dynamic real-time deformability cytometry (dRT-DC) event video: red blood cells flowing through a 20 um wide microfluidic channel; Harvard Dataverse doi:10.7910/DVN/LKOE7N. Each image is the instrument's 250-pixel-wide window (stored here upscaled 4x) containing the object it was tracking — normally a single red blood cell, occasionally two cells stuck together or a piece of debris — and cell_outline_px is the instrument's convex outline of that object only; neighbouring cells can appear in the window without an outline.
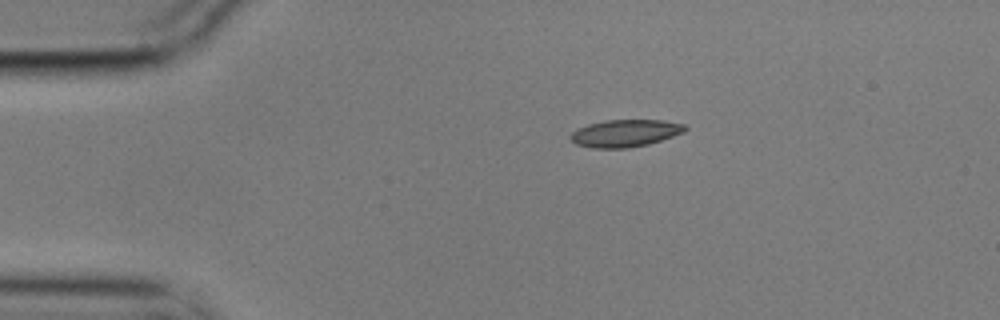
{"species": "common noctule bat (a hibernating species)", "species_latin": "Nyctalus noctula", "temperature_condition": "cold", "stored_images_in_passage": 6, "camera_frame_rate_fps": 3000, "um_per_image_px": 0.085, "animal": {"sex": "male", "body_mass_g": 17.9}, "frame": {"image": 1, "passage_image": 1, "time_ms": 0.0, "image_size_px": [1000, 320], "cell_outline_px": [[688, 128], [684, 132], [648, 144], [628, 148], [592, 148], [576, 144], [568, 136], [572, 132], [588, 124], [604, 120], [660, 120], [684, 124]], "centroid_in_image_um": [53.12, 11.32], "position_along_channel_um": 31.9, "area_um2": 18.09}}
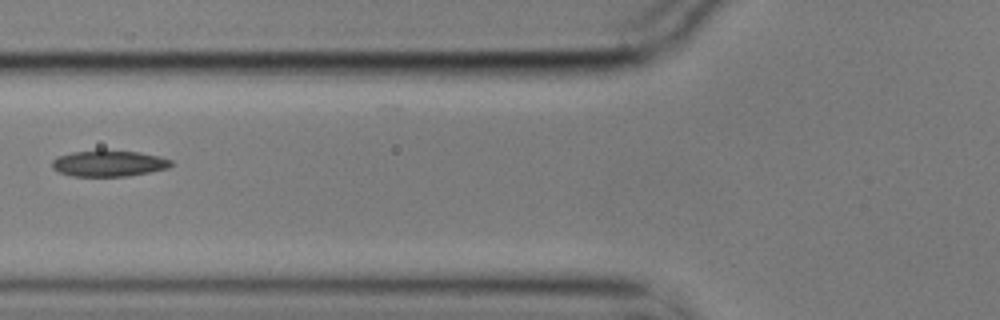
{"frame": {"image": 2, "passage_image": 4, "time_ms": 1.0, "image_size_px": [1000, 320], "cell_outline_px": [[172, 164], [168, 168], [128, 176], [72, 176], [60, 172], [52, 168], [52, 160], [56, 156], [72, 152], [104, 148], [140, 152], [160, 156], [172, 160]], "centroid_in_image_um": [9.23, 13.85], "position_along_channel_um": 116.6, "area_um2": 18.61}}
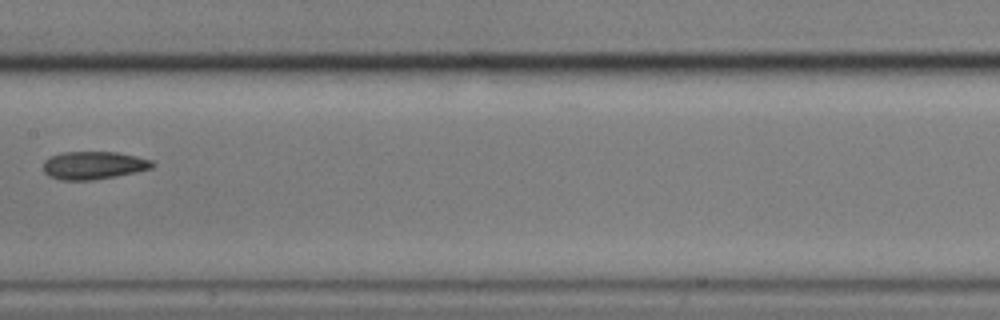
{"frame": {"image": 3, "passage_image": 6, "time_ms": 1.667, "image_size_px": [1000, 320], "cell_outline_px": [[156, 164], [152, 168], [136, 172], [116, 176], [92, 180], [60, 180], [48, 176], [44, 172], [44, 160], [48, 156], [60, 152], [116, 152], [136, 156], [152, 160]], "centroid_in_image_um": [7.93, 14.05], "position_along_channel_um": 199.5, "area_um2": 17.92}}